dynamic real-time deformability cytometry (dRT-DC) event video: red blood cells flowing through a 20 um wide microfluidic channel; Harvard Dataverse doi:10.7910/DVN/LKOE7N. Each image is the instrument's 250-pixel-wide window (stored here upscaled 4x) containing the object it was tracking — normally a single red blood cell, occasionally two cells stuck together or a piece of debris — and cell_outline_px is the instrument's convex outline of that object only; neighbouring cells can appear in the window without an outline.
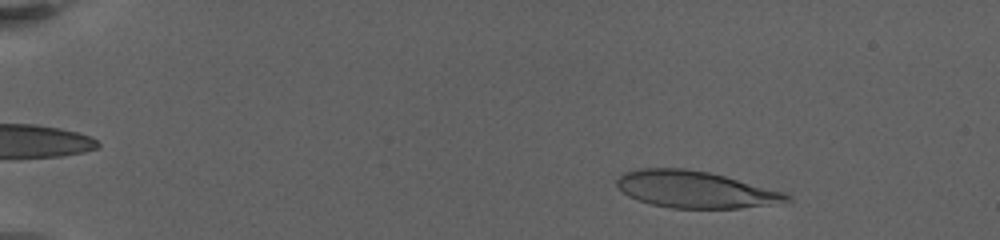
{"species": "human", "species_latin": "Homo sapiens", "temperature_condition": "warm", "stored_images_in_passage": 57, "camera_frame_rate_fps": 3000, "um_per_image_px": 0.085, "donor": {"sex": "female"}, "frame": {"image": 1, "passage_image": 10, "time_ms": 2.333, "image_size_px": [1000, 240], "cell_outline_px": [[792, 204], [740, 208], [672, 208], [652, 204], [628, 196], [616, 184], [616, 180], [624, 172], [640, 168], [684, 168], [708, 172], [724, 176], [784, 192], [792, 196]], "centroid_in_image_um": [59.2, 16.12], "position_along_channel_um": 25.8, "area_um2": 36.7}}
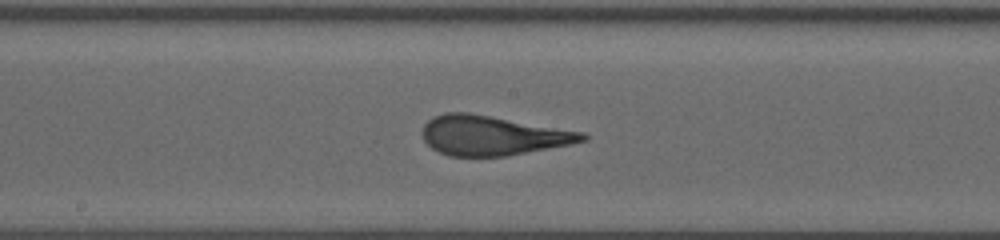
{"frame": {"image": 2, "passage_image": 40, "time_ms": 11.333, "image_size_px": [1000, 240], "cell_outline_px": [[588, 140], [572, 144], [504, 156], [448, 156], [432, 148], [424, 140], [424, 124], [428, 120], [444, 112], [468, 112], [584, 132], [588, 136]], "centroid_in_image_um": [41.88, 11.51], "position_along_channel_um": 206.3, "area_um2": 36.65}}
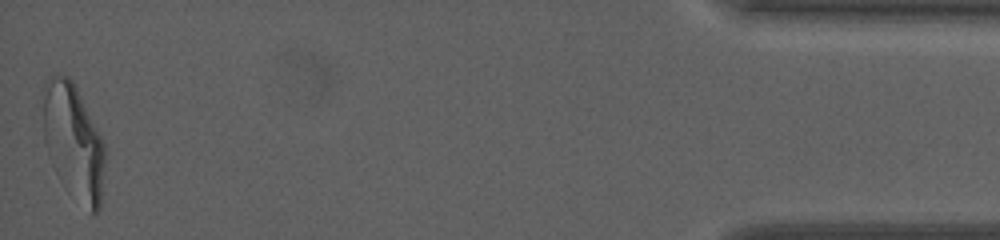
{"frame": {"image": 3, "passage_image": 57, "time_ms": 20.667, "image_size_px": [1000, 240], "cell_outline_px": [[104, 160], [100, 208], [96, 216], [92, 212], [44, 140], [44, 96], [52, 76], [68, 76], [72, 80], [104, 144]], "centroid_in_image_um": [6.32, 11.85], "position_along_channel_um": 428.9, "area_um2": 36.76}, "authors_computed_cell_mechanics": {"area_um2": 36.8186, "velocity_mm_per_s": 3.2261, "shape_relaxation_time_tau1_ms": 7.2062, "shape_relaxation_time_tau2_ms": 1.0151, "deformation_change_tau1": 0.3032, "deformation_change_tau2": 0.1172}}